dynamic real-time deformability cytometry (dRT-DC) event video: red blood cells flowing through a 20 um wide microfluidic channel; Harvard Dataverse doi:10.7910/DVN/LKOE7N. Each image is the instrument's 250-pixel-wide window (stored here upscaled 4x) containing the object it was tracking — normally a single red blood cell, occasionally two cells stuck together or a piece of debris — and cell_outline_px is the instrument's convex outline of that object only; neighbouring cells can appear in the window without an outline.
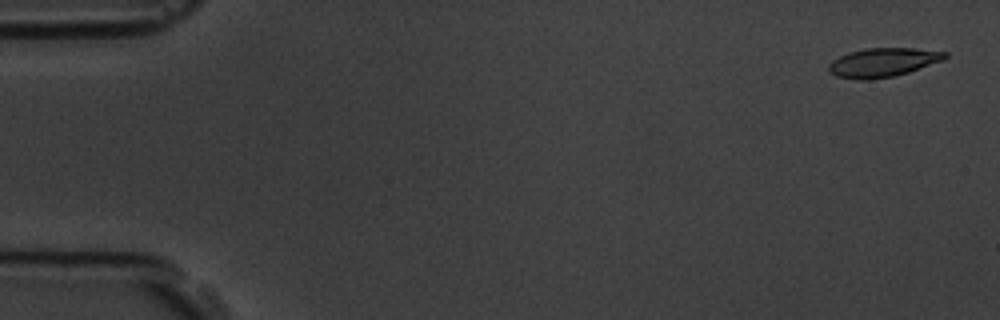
{"species": "common noctule bat (a hibernating species)", "species_latin": "Nyctalus noctula", "temperature_condition": "room temperature", "stored_images_in_passage": 6, "segment_of_instrument_passage": [1, 2], "camera_frame_rate_fps": 3000, "um_per_image_px": 0.085, "animal": {"sex": "male", "body_mass_g": 19.5, "forearm_length_mm": 54.6}, "frame": {"image": 1, "passage_image": 1, "time_ms": 0.0, "image_size_px": [1000, 320], "cell_outline_px": [[948, 56], [944, 60], [908, 72], [892, 76], [868, 80], [856, 80], [836, 76], [828, 72], [828, 64], [832, 60], [848, 52], [868, 48], [912, 48], [948, 52]], "centroid_in_image_um": [75.02, 5.31], "position_along_channel_um": 10.0, "area_um2": 19.65}}
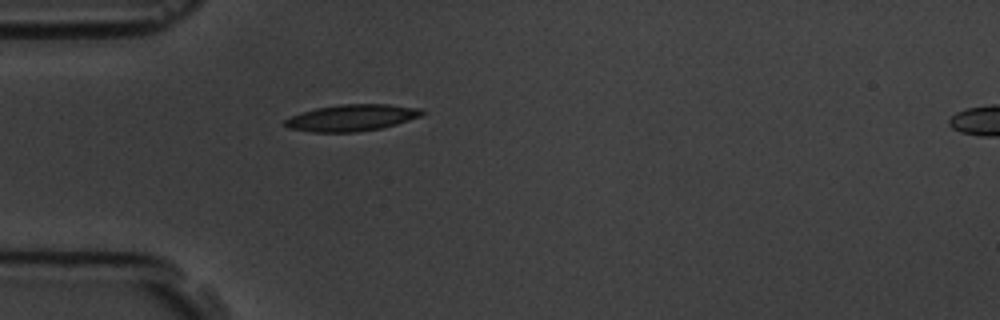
{"frame": {"image": 2, "passage_image": 5, "time_ms": 4.667, "image_size_px": [1000, 320], "cell_outline_px": [[428, 112], [424, 116], [396, 124], [380, 128], [356, 132], [312, 132], [288, 128], [284, 124], [284, 120], [300, 112], [316, 108], [340, 104], [388, 104], [420, 108]], "centroid_in_image_um": [29.94, 10.0], "position_along_channel_um": 55.1, "area_um2": 21.39}}